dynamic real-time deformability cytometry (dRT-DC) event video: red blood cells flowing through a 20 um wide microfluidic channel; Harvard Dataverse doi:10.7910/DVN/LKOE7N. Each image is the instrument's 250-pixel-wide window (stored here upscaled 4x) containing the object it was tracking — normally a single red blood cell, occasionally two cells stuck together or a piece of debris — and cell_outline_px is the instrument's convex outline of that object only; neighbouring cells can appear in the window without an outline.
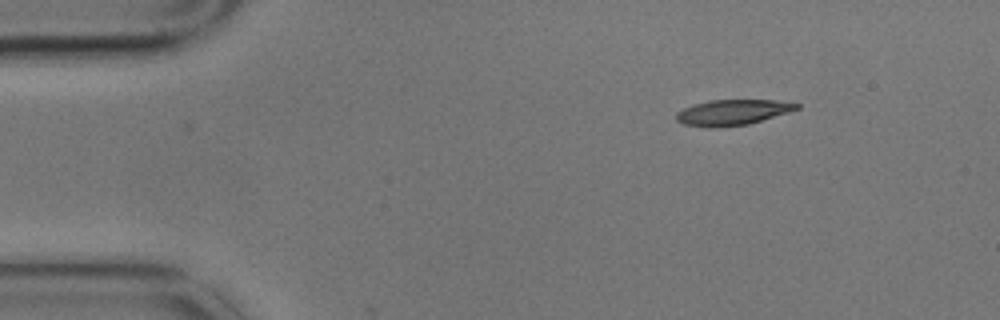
{"species": "common noctule bat (a hibernating species)", "species_latin": "Nyctalus noctula", "temperature_condition": "cold", "stored_images_in_passage": 2, "camera_frame_rate_fps": 3000, "um_per_image_px": 0.085, "animal": {"sex": "male", "body_mass_g": 17.9}, "frame": {"image": 1, "passage_image": 2, "time_ms": 0.333, "image_size_px": [1000, 320], "cell_outline_px": [[800, 108], [788, 112], [748, 124], [716, 128], [708, 128], [684, 124], [676, 120], [676, 112], [692, 104], [708, 100], [776, 100], [800, 104]], "centroid_in_image_um": [62.22, 9.55], "position_along_channel_um": 22.8, "area_um2": 17.98}}